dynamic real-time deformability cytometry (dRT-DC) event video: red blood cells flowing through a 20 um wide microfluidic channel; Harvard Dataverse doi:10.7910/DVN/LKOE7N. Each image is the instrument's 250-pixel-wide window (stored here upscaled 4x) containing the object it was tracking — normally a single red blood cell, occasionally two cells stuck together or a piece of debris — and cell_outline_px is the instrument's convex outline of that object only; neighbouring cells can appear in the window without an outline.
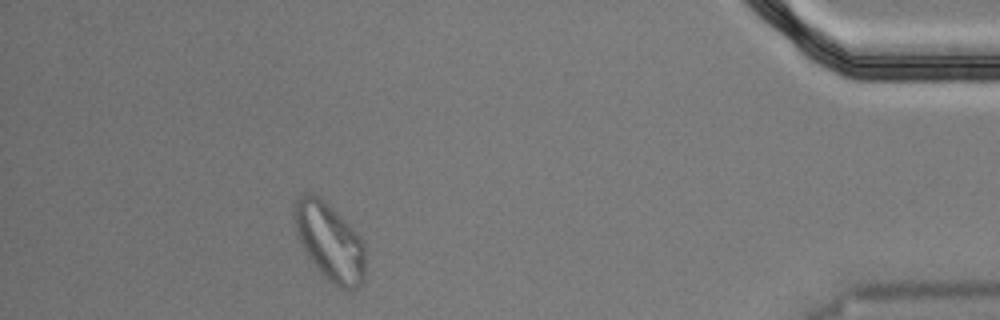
{"species": "Egyptian fruit bat (a non-hibernating species)", "species_latin": "Rousettus aegyptiacus", "temperature_condition": "cold", "stored_images_in_passage": 55, "segment_of_instrument_passage": [2, 2], "camera_frame_rate_fps": 3000, "um_per_image_px": 0.085, "animal": {"sex": "male"}, "frame": {"image": 1, "passage_image": 50, "time_ms": 16.333, "image_size_px": [1000, 320], "cell_outline_px": [[364, 280], [356, 288], [344, 292], [328, 280], [320, 272], [308, 256], [296, 232], [292, 216], [296, 200], [304, 192], [312, 192], [320, 196], [364, 240]], "centroid_in_image_um": [28.01, 20.55], "position_along_channel_um": 407.2, "area_um2": 32.14}}